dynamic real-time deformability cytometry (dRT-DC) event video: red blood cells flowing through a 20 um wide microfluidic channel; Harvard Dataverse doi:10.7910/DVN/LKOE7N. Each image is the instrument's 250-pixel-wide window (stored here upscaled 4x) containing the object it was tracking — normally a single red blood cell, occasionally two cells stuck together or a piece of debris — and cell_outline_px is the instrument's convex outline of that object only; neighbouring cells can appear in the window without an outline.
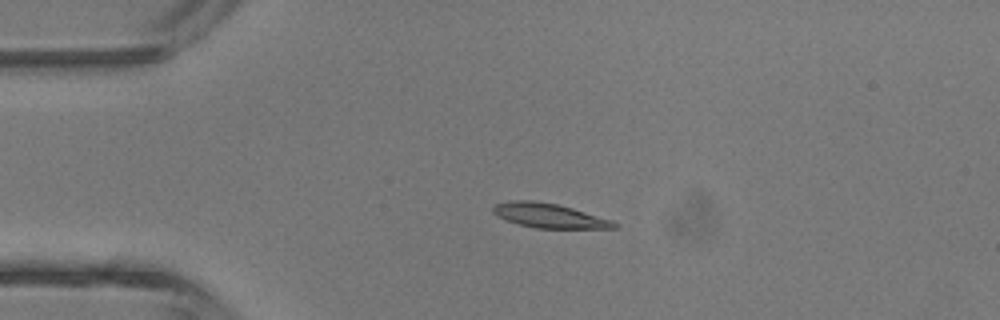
{"species": "common noctule bat (a hibernating species)", "species_latin": "Nyctalus noctula", "temperature_condition": "room temperature", "stored_images_in_passage": 5, "camera_frame_rate_fps": 3000, "um_per_image_px": 0.085, "animal": {"sex": "male", "body_mass_g": 13.3}, "frame": {"image": 1, "passage_image": 3, "time_ms": 2.333, "image_size_px": [1000, 320], "cell_outline_px": [[616, 228], [536, 228], [520, 224], [496, 216], [492, 212], [492, 208], [496, 204], [508, 200], [532, 200], [556, 204], [572, 208], [612, 220], [616, 224]], "centroid_in_image_um": [46.63, 18.32], "position_along_channel_um": 38.4, "area_um2": 16.99}}
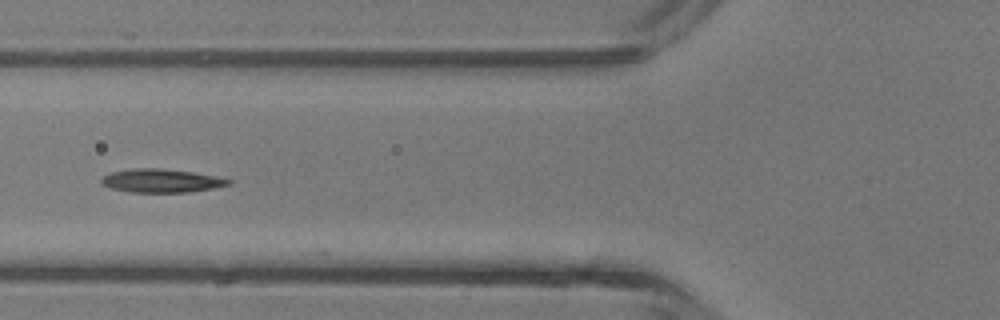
{"frame": {"image": 2, "passage_image": 5, "time_ms": 4.667, "image_size_px": [1000, 320], "cell_outline_px": [[232, 184], [212, 188], [188, 192], [132, 192], [112, 188], [100, 184], [100, 176], [112, 172], [132, 168], [160, 168], [192, 172], [216, 176], [232, 180]], "centroid_in_image_um": [13.68, 15.35], "position_along_channel_um": 112.1, "area_um2": 17.4}}